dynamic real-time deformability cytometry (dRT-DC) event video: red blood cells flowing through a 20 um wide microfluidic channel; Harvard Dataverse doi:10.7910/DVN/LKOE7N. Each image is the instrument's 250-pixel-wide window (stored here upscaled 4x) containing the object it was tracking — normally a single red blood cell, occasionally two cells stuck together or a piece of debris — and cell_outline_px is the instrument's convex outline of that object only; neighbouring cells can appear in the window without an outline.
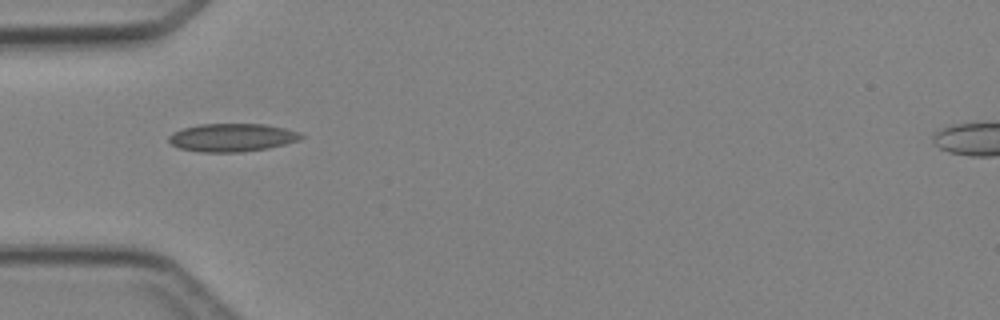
{"species": "Egyptian fruit bat (a non-hibernating species)", "species_latin": "Rousettus aegyptiacus", "temperature_condition": "cold", "stored_images_in_passage": 2, "camera_frame_rate_fps": 3000, "um_per_image_px": 0.085, "animal": {"sex": "female"}, "frame": {"image": 1, "passage_image": 1, "time_ms": 0.0, "image_size_px": [1000, 320], "cell_outline_px": [[304, 136], [300, 140], [268, 148], [240, 152], [200, 152], [180, 148], [172, 144], [168, 140], [168, 136], [172, 132], [184, 128], [200, 124], [264, 124], [284, 128], [300, 132]], "centroid_in_image_um": [19.72, 11.69], "position_along_channel_um": 65.3, "area_um2": 21.62}}
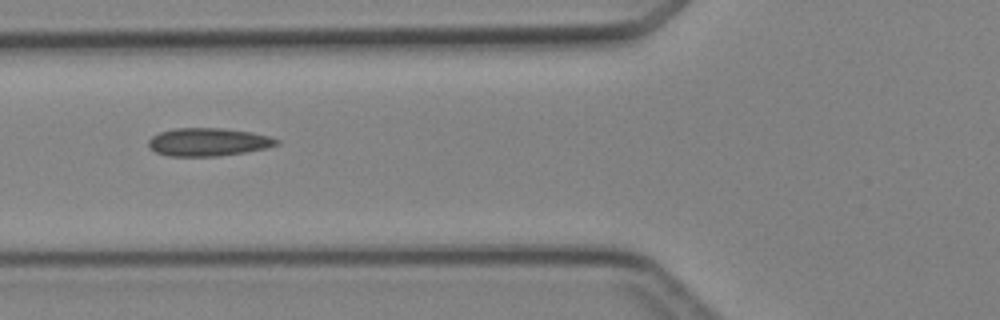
{"frame": {"image": 2, "passage_image": 2, "time_ms": 1.0, "image_size_px": [1000, 320], "cell_outline_px": [[280, 144], [268, 148], [220, 156], [168, 156], [156, 152], [148, 148], [148, 140], [152, 136], [160, 132], [172, 128], [220, 128], [252, 132], [268, 136], [280, 140]], "centroid_in_image_um": [17.69, 12.07], "position_along_channel_um": 108.1, "area_um2": 21.1}}